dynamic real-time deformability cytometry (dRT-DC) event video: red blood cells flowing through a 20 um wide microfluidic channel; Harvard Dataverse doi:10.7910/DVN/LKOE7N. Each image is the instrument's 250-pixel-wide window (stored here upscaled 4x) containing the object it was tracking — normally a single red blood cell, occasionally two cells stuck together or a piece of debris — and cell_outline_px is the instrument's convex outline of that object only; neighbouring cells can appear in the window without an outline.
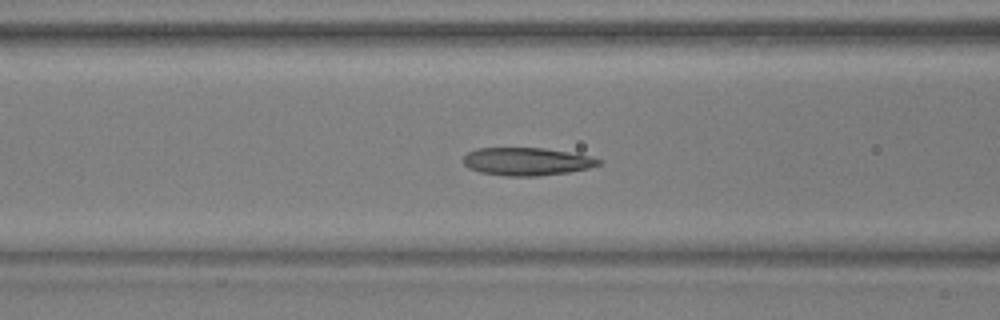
{"species": "common noctule bat (a hibernating species)", "species_latin": "Nyctalus noctula", "temperature_condition": "warm", "stored_images_in_passage": 54, "camera_frame_rate_fps": 3000, "um_per_image_px": 0.085, "animal": {"sex": "male", "body_mass_g": 17.9, "forearm_length_mm": 54.2}, "frame": {"image": 1, "passage_image": 22, "time_ms": 7.0, "image_size_px": [1000, 320], "cell_outline_px": [[604, 160], [600, 164], [588, 168], [568, 172], [540, 176], [504, 176], [480, 172], [468, 168], [464, 164], [464, 156], [468, 152], [476, 148], [544, 148], [568, 152], [588, 156]], "centroid_in_image_um": [44.76, 13.73], "position_along_channel_um": 121.8, "area_um2": 21.96}}
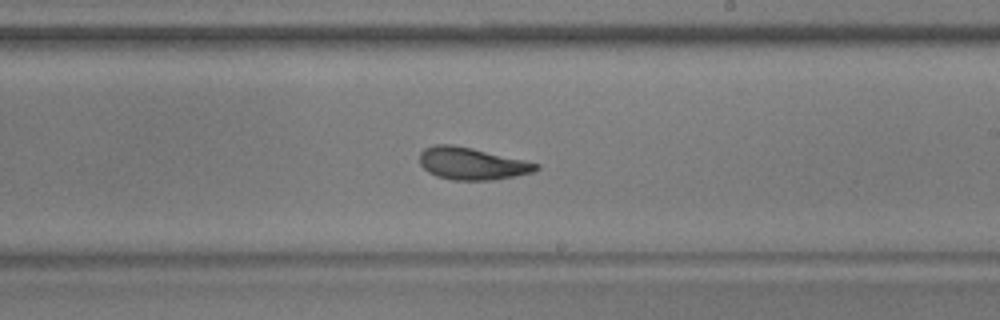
{"frame": {"image": 2, "passage_image": 32, "time_ms": 10.333, "image_size_px": [1000, 320], "cell_outline_px": [[540, 168], [536, 172], [492, 180], [452, 180], [436, 176], [428, 172], [420, 164], [420, 152], [424, 148], [436, 144], [452, 144], [472, 148], [524, 160], [540, 164]], "centroid_in_image_um": [40.11, 13.91], "position_along_channel_um": 248.9, "area_um2": 21.91}}
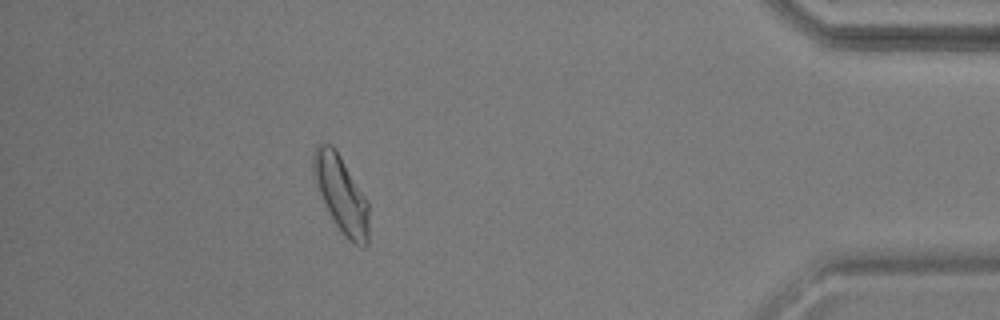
{"frame": {"image": 3, "passage_image": 48, "time_ms": 15.667, "image_size_px": [1000, 320], "cell_outline_px": [[368, 244], [364, 248], [348, 240], [344, 236], [332, 220], [328, 212], [316, 184], [312, 164], [312, 156], [316, 144], [332, 144], [340, 156], [368, 200]], "centroid_in_image_um": [29.0, 16.52], "position_along_channel_um": 406.2, "area_um2": 24.74}, "authors_computed_cell_mechanics": {"area_um2": 22.3108, "velocity_mm_per_s": 3.8132, "shape_relaxation_time_tau1_ms": 4.7105, "shape_relaxation_time_tau2_ms": 1.9905, "deformation_change_tau1": 0.194, "deformation_change_tau2": 0.1013}}